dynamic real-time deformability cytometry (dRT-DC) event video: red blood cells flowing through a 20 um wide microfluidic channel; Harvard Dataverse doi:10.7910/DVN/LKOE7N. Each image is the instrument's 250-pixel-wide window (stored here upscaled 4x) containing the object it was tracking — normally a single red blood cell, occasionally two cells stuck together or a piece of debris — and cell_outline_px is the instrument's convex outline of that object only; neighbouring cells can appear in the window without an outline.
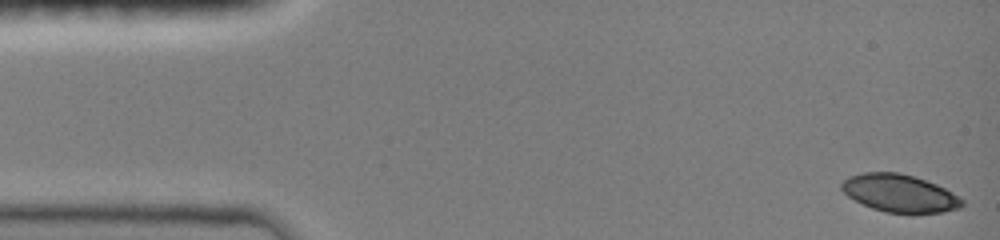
{"species": "common noctule bat (a hibernating species)", "species_latin": "Nyctalus noctula", "temperature_condition": "room temperature", "stored_images_in_passage": 40, "camera_frame_rate_fps": 3000, "um_per_image_px": 0.085, "animal": {"sex": "female", "body_mass_g": 19.0, "forearm_length_mm": 51.5}, "frame": {"image": 1, "passage_image": 1, "time_ms": 0.0, "image_size_px": [1000, 240], "cell_outline_px": [[964, 204], [960, 208], [944, 212], [884, 212], [872, 208], [848, 196], [840, 188], [840, 184], [848, 176], [864, 172], [896, 172], [912, 176], [936, 184], [960, 196], [964, 200]], "centroid_in_image_um": [76.47, 16.42], "position_along_channel_um": 8.5, "area_um2": 26.18}}
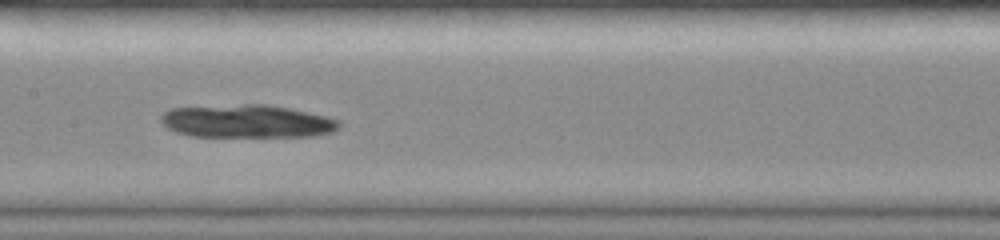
{"frame": {"image": 2, "passage_image": 20, "time_ms": 6.333, "image_size_px": [1000, 240], "cell_outline_px": [[340, 128], [332, 132], [312, 136], [192, 136], [176, 132], [168, 128], [160, 120], [160, 116], [164, 112], [172, 108], [244, 104], [268, 104], [328, 116], [340, 120]], "centroid_in_image_um": [21.02, 10.3], "position_along_channel_um": 186.4, "area_um2": 34.22}}
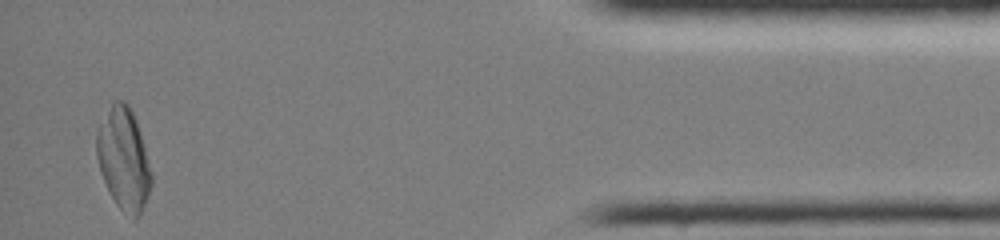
{"frame": {"image": 3, "passage_image": 39, "time_ms": 12.667, "image_size_px": [1000, 240], "cell_outline_px": [[152, 184], [144, 208], [132, 220], [116, 204], [100, 172], [96, 156], [96, 132], [100, 124], [112, 104], [116, 100], [124, 100], [128, 104], [136, 120], [144, 144], [152, 172]], "centroid_in_image_um": [10.52, 13.53], "position_along_channel_um": 424.7, "area_um2": 32.37}}